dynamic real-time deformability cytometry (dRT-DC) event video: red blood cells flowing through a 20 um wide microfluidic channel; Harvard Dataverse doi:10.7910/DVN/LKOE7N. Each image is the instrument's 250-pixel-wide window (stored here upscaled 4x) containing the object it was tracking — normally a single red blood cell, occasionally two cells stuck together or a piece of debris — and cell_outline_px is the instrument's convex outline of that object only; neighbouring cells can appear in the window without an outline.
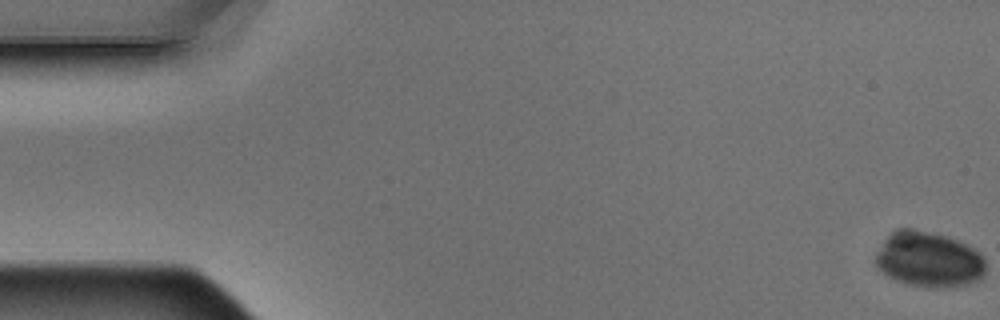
{"species": "Egyptian fruit bat (a non-hibernating species)", "species_latin": "Rousettus aegyptiacus", "temperature_condition": "warm", "stored_images_in_passage": 5, "segment_of_instrument_passage": [2, 2], "camera_frame_rate_fps": 3000, "um_per_image_px": 0.085, "animal": {"sex": "male"}, "frame": {"image": 1, "passage_image": 5, "time_ms": 1.333, "image_size_px": [1000, 320], "cell_outline_px": [[984, 276], [980, 280], [968, 284], [940, 288], [928, 288], [908, 284], [896, 280], [888, 276], [876, 264], [876, 252], [884, 240], [892, 232], [900, 228], [908, 228], [944, 236], [956, 240], [980, 252], [984, 256]], "centroid_in_image_um": [78.96, 22.08], "position_along_channel_um": 6.0, "area_um2": 35.26}}